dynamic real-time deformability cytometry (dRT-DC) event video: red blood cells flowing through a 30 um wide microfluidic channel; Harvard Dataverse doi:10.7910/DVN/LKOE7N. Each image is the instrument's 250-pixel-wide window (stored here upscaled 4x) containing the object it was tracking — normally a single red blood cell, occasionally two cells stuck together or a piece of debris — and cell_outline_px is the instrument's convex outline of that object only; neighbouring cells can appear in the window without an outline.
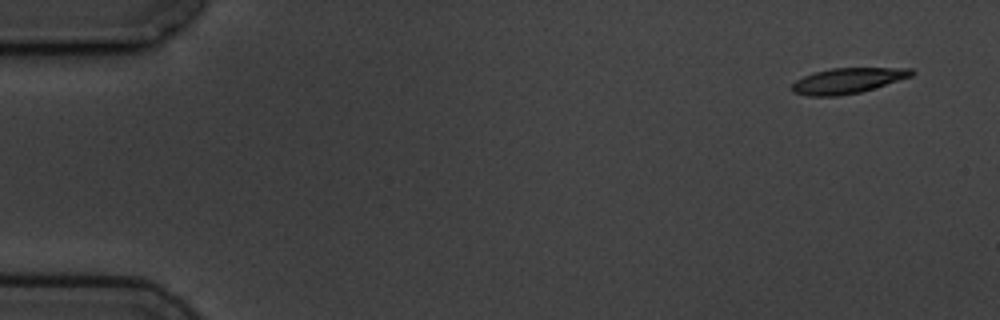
{"species": "common noctule bat (a hibernating species)", "species_latin": "Nyctalus noctula", "temperature_condition": "cold", "stored_images_in_passage": 6, "camera_frame_rate_fps": 3000, "um_per_image_px": 0.085, "animal": {"sex": "male", "body_mass_g": 19.5, "forearm_length_mm": 54.6}, "frame": {"image": 1, "passage_image": 6, "time_ms": 7.333, "image_size_px": [1000, 320], "cell_outline_px": [[916, 72], [912, 76], [860, 92], [840, 96], [808, 96], [792, 92], [792, 84], [796, 80], [812, 72], [832, 68], [912, 68]], "centroid_in_image_um": [72.03, 6.85], "position_along_channel_um": 13.0, "area_um2": 17.74}}